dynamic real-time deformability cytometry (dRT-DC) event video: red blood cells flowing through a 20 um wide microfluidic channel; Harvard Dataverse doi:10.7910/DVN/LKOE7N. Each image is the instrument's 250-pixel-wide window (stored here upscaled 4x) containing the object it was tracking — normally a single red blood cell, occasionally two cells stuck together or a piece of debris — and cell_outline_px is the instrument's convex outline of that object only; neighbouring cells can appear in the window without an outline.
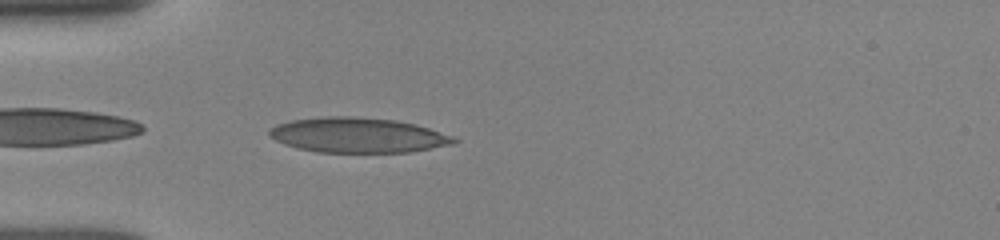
{"species": "human", "species_latin": "Homo sapiens", "temperature_condition": "room temperature", "stored_images_in_passage": 37, "camera_frame_rate_fps": 3000, "um_per_image_px": 0.085, "donor": {"sex": "female"}, "frame": {"image": 1, "passage_image": 1, "time_ms": 0.0, "image_size_px": [1000, 240], "cell_outline_px": [[460, 140], [452, 144], [412, 152], [316, 152], [284, 144], [268, 136], [268, 132], [276, 124], [292, 120], [328, 116], [352, 116], [396, 120], [416, 124], [452, 136]], "centroid_in_image_um": [30.42, 11.49], "position_along_channel_um": 54.6, "area_um2": 37.57}}
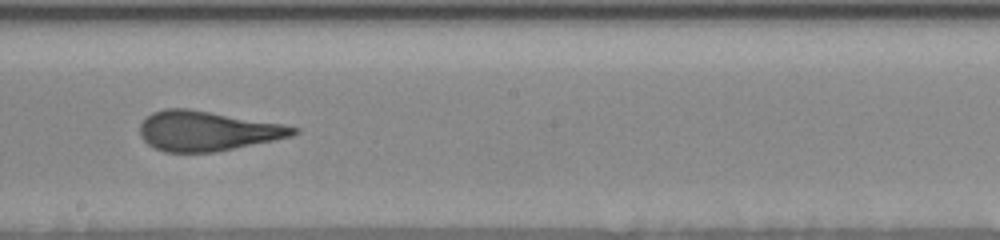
{"frame": {"image": 2, "passage_image": 15, "time_ms": 4.667, "image_size_px": [1000, 240], "cell_outline_px": [[300, 132], [292, 136], [216, 152], [164, 152], [148, 144], [140, 136], [140, 124], [152, 112], [164, 108], [188, 108], [284, 124], [300, 128]], "centroid_in_image_um": [17.62, 11.12], "position_along_channel_um": 230.6, "area_um2": 35.6}}
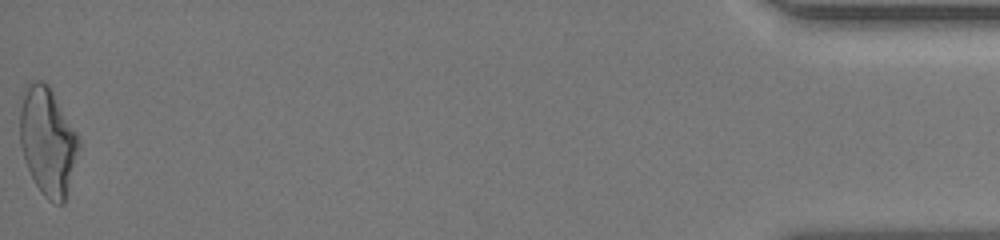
{"frame": {"image": 3, "passage_image": 37, "time_ms": 12.0, "image_size_px": [1000, 240], "cell_outline_px": [[80, 144], [64, 204], [56, 204], [48, 200], [40, 192], [28, 168], [20, 144], [20, 108], [28, 84], [32, 80], [40, 80], [48, 84], [76, 132], [80, 140]], "centroid_in_image_um": [4.06, 12.03], "position_along_channel_um": 431.1, "area_um2": 36.47}, "authors_computed_cell_mechanics": {"area_um2": 35.4892, "velocity_mm_per_s": 3.9607, "shape_relaxation_time_tau1_ms": 7.2724, "shape_relaxation_time_tau2_ms": 1.0099, "deformation_change_tau1": 0.237, "deformation_change_tau2": 0.0848}}